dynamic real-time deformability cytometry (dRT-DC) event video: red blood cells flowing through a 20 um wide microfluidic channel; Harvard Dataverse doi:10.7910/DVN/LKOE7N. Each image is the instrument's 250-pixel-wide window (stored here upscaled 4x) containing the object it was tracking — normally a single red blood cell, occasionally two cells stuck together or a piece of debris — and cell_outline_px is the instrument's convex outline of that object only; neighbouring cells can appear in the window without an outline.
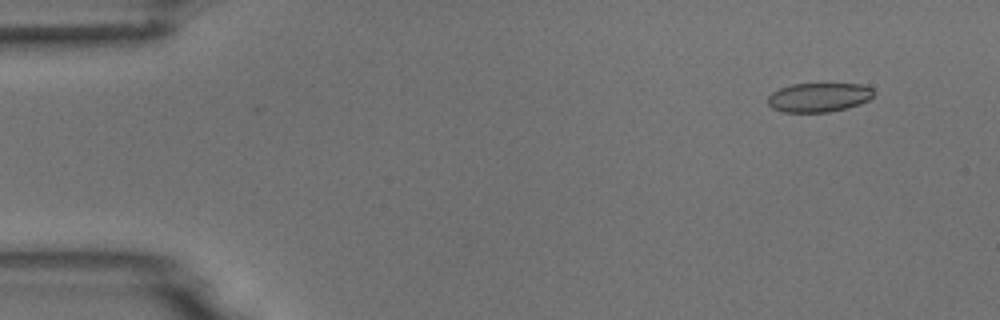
{"species": "common noctule bat (a hibernating species)", "species_latin": "Nyctalus noctula", "temperature_condition": "room temperature", "stored_images_in_passage": 5, "camera_frame_rate_fps": 3000, "um_per_image_px": 0.085, "animal": {"sex": "male", "body_mass_g": 18.8}, "frame": {"image": 1, "passage_image": 2, "time_ms": 1.0, "image_size_px": [1000, 320], "cell_outline_px": [[876, 92], [868, 100], [860, 104], [828, 112], [784, 112], [772, 108], [768, 104], [768, 96], [772, 92], [780, 88], [792, 84], [860, 84], [872, 88]], "centroid_in_image_um": [69.59, 8.27], "position_along_channel_um": 15.4, "area_um2": 17.92}}
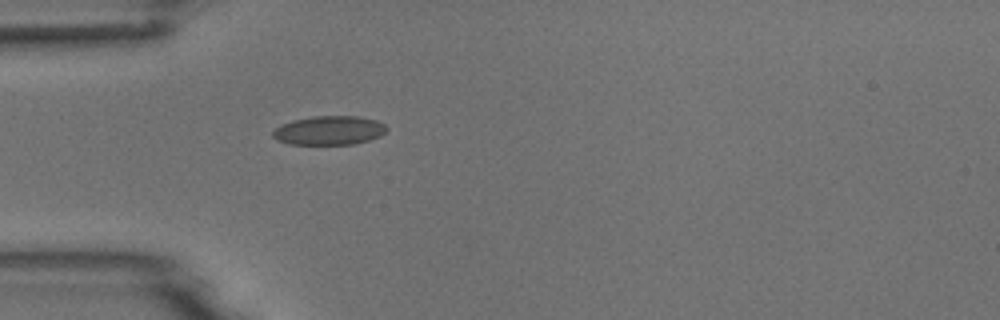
{"frame": {"image": 2, "passage_image": 5, "time_ms": 4.667, "image_size_px": [1000, 320], "cell_outline_px": [[388, 128], [380, 136], [368, 140], [352, 144], [288, 144], [276, 140], [272, 136], [272, 132], [276, 128], [284, 124], [296, 120], [312, 116], [360, 116], [376, 120], [384, 124]], "centroid_in_image_um": [27.99, 11.08], "position_along_channel_um": 57.0, "area_um2": 19.07}}